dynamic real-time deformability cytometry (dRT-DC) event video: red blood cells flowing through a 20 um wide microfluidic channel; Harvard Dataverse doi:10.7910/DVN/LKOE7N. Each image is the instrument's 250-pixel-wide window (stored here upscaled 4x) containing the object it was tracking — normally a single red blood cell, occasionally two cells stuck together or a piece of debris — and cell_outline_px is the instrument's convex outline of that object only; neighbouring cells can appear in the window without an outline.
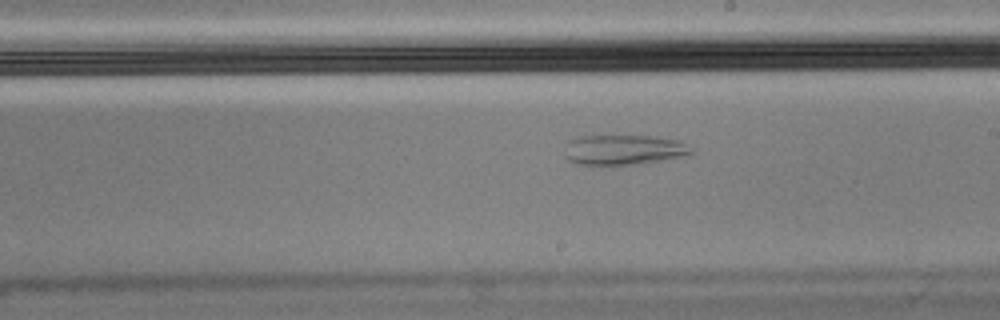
{"species": "Egyptian fruit bat (a non-hibernating species)", "species_latin": "Rousettus aegyptiacus", "temperature_condition": "cold", "stored_images_in_passage": 40, "camera_frame_rate_fps": 3000, "um_per_image_px": 0.085, "animal": {"sex": "male"}, "frame": {"image": 1, "passage_image": 15, "time_ms": 4.667, "image_size_px": [1000, 320], "cell_outline_px": [[696, 152], [688, 156], [632, 164], [576, 164], [568, 160], [564, 156], [568, 140], [580, 136], [656, 136], [680, 140], [696, 148]], "centroid_in_image_um": [53.1, 12.72], "position_along_channel_um": 235.9, "area_um2": 22.43}}
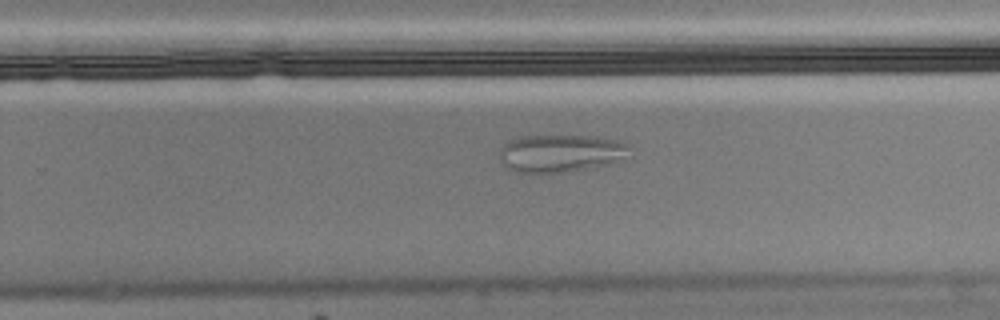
{"frame": {"image": 2, "passage_image": 19, "time_ms": 6.0, "image_size_px": [1000, 320], "cell_outline_px": [[632, 160], [564, 172], [516, 172], [508, 168], [500, 160], [500, 148], [508, 140], [520, 136], [596, 136], [616, 140], [628, 144]], "centroid_in_image_um": [47.74, 13.02], "position_along_channel_um": 282.1, "area_um2": 28.9}}